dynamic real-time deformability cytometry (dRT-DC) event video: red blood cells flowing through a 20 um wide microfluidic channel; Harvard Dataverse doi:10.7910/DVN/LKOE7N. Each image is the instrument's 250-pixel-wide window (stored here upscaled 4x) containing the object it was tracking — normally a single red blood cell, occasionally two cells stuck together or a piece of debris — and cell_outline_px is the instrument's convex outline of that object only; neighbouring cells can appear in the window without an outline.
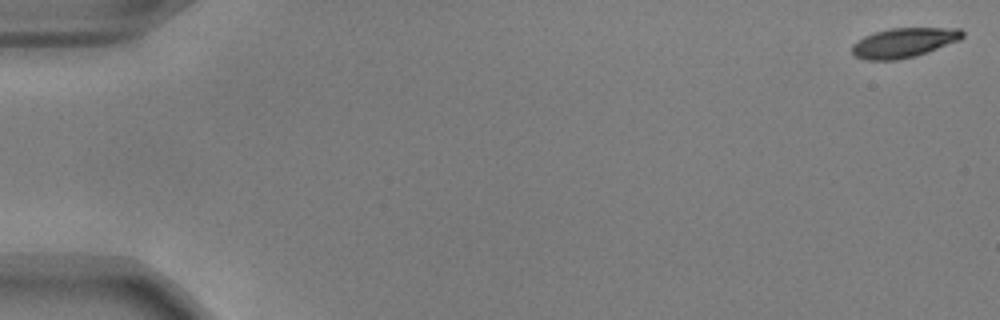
{"species": "common noctule bat (a hibernating species)", "species_latin": "Nyctalus noctula", "temperature_condition": "warm", "stored_images_in_passage": 54, "camera_frame_rate_fps": 3000, "um_per_image_px": 0.085, "animal": {"sex": "male", "body_mass_g": 17.9, "forearm_length_mm": 54.2}, "frame": {"image": 1, "passage_image": 1, "time_ms": 0.0, "image_size_px": [1000, 320], "cell_outline_px": [[964, 36], [960, 40], [928, 52], [916, 56], [896, 60], [864, 60], [856, 56], [852, 52], [852, 44], [864, 36], [888, 28], [960, 28], [964, 32]], "centroid_in_image_um": [76.84, 3.63], "position_along_channel_um": 8.2, "area_um2": 19.13}}
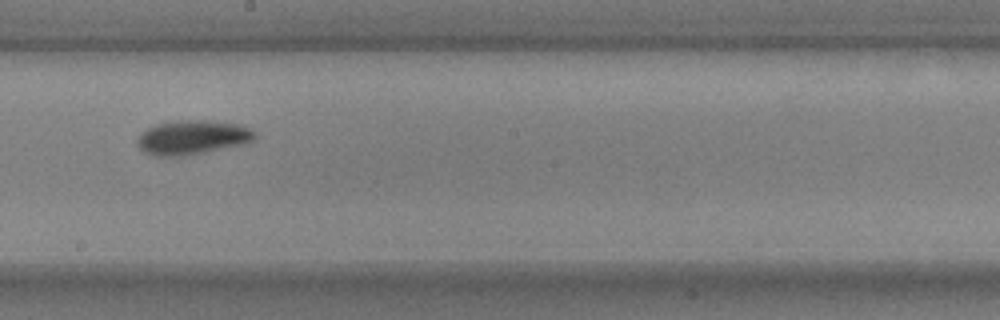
{"frame": {"image": 2, "passage_image": 31, "time_ms": 10.0, "image_size_px": [1000, 320], "cell_outline_px": [[256, 136], [252, 140], [244, 144], [204, 152], [180, 156], [156, 156], [144, 152], [136, 144], [136, 140], [140, 132], [156, 124], [180, 120], [208, 120], [240, 124], [256, 132]], "centroid_in_image_um": [16.33, 11.67], "position_along_channel_um": 231.9, "area_um2": 23.47}}
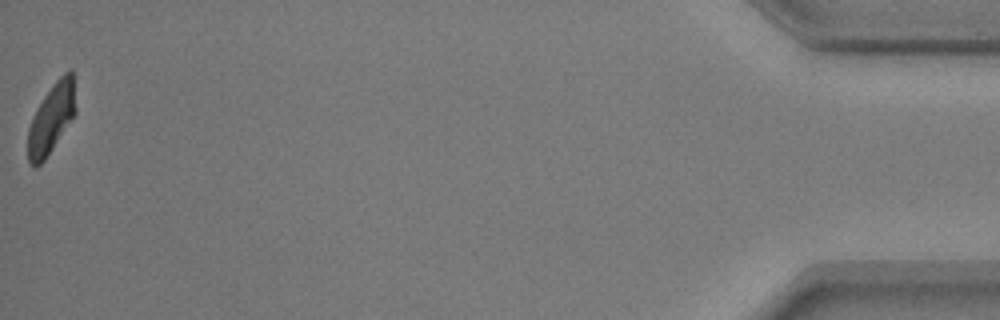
{"frame": {"image": 3, "passage_image": 54, "time_ms": 17.667, "image_size_px": [1000, 320], "cell_outline_px": [[76, 112], [44, 160], [36, 168], [32, 168], [28, 164], [28, 128], [32, 116], [36, 108], [44, 96], [56, 80], [64, 72], [72, 68], [76, 108]], "centroid_in_image_um": [4.35, 10.07], "position_along_channel_um": 430.9, "area_um2": 19.31}, "authors_computed_cell_mechanics": {"area_um2": 20.9525, "velocity_mm_per_s": 3.7824, "shape_relaxation_time_tau1_ms": 3.049, "shape_relaxation_time_tau2_ms": 4.3757, "deformation_change_tau1": 0.133, "deformation_change_tau2": 0.0904}}